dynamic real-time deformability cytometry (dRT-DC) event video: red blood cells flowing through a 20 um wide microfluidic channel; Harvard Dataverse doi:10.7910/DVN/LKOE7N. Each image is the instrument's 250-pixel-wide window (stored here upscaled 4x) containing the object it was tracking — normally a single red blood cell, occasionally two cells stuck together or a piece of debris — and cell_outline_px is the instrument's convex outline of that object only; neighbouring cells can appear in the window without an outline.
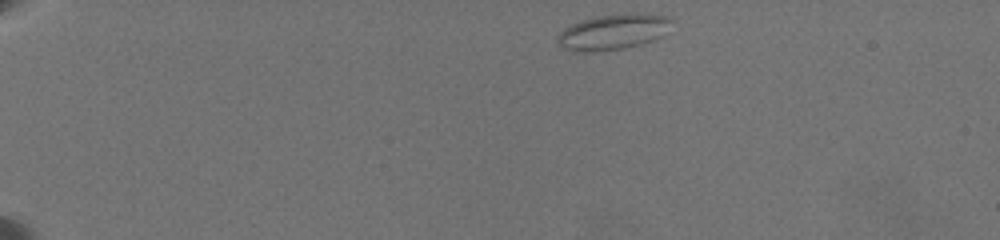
{"species": "common noctule bat (a hibernating species)", "species_latin": "Nyctalus noctula", "temperature_condition": "warm", "stored_images_in_passage": 15, "camera_frame_rate_fps": 3000, "um_per_image_px": 0.085, "animal": {"sex": "female", "body_mass_g": 19.5, "forearm_length_mm": 54.1}, "frame": {"image": 1, "passage_image": 1, "time_ms": 0.0, "image_size_px": [1000, 240], "cell_outline_px": [[676, 20], [664, 36], [640, 44], [624, 48], [584, 52], [572, 52], [564, 48], [556, 40], [556, 36], [564, 28], [572, 24], [596, 16], [672, 16]], "centroid_in_image_um": [52.11, 2.76], "position_along_channel_um": 32.9, "area_um2": 22.95}}
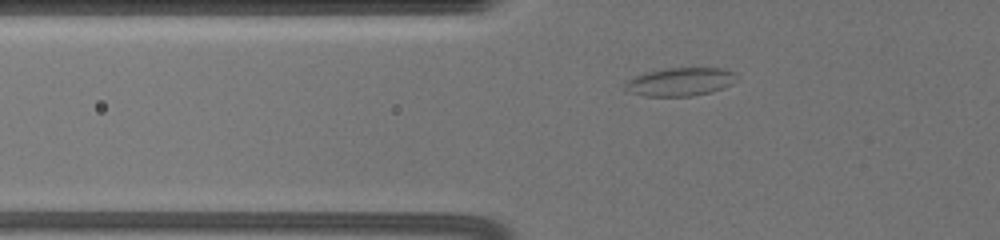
{"frame": {"image": 2, "passage_image": 10, "time_ms": 3.667, "image_size_px": [1000, 240], "cell_outline_px": [[736, 72], [732, 84], [724, 88], [692, 96], [644, 96], [632, 92], [624, 88], [624, 84], [628, 80], [636, 76], [648, 72], [668, 68], [720, 68]], "centroid_in_image_um": [57.82, 6.95], "position_along_channel_um": 68.0, "area_um2": 18.09}}
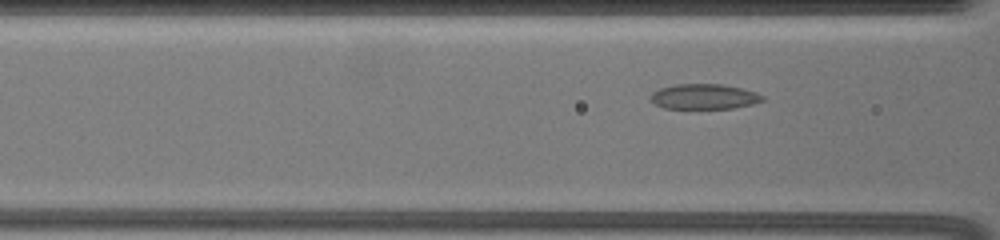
{"frame": {"image": 3, "passage_image": 13, "time_ms": 5.0, "image_size_px": [1000, 240], "cell_outline_px": [[764, 100], [752, 104], [732, 108], [664, 108], [648, 100], [648, 96], [652, 92], [660, 88], [676, 84], [724, 84], [756, 92], [764, 96]], "centroid_in_image_um": [59.81, 8.2], "position_along_channel_um": 106.8, "area_um2": 16.47}}